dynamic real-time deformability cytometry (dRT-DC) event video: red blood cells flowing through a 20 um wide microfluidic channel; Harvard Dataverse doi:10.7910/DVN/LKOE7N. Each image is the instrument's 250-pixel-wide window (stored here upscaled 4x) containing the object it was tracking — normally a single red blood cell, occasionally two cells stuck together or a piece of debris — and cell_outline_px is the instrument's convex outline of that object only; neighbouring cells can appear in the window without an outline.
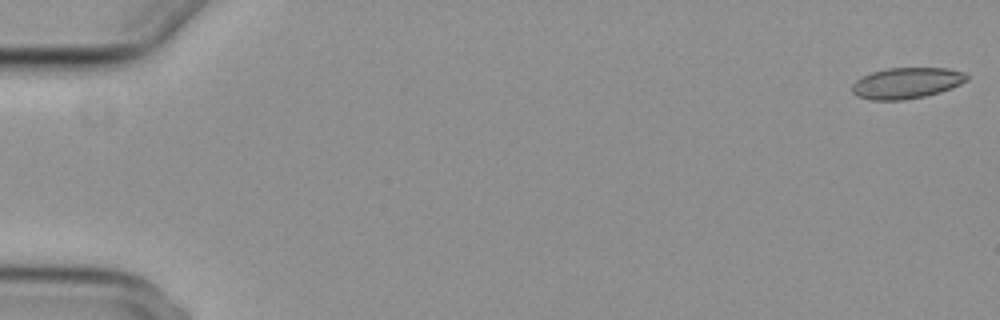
{"species": "common noctule bat (a hibernating species)", "species_latin": "Nyctalus noctula", "temperature_condition": "cold", "stored_images_in_passage": 8, "camera_frame_rate_fps": 3000, "um_per_image_px": 0.085, "animal": {"sex": "female", "body_mass_g": 29.2, "forearm_length_mm": 56.3}, "frame": {"image": 1, "passage_image": 1, "time_ms": 0.0, "image_size_px": [1000, 320], "cell_outline_px": [[968, 80], [952, 88], [940, 92], [924, 96], [904, 100], [868, 100], [856, 96], [852, 92], [852, 84], [856, 80], [872, 72], [888, 68], [948, 68], [964, 72], [968, 76]], "centroid_in_image_um": [77.06, 7.06], "position_along_channel_um": 7.9, "area_um2": 20.81}}